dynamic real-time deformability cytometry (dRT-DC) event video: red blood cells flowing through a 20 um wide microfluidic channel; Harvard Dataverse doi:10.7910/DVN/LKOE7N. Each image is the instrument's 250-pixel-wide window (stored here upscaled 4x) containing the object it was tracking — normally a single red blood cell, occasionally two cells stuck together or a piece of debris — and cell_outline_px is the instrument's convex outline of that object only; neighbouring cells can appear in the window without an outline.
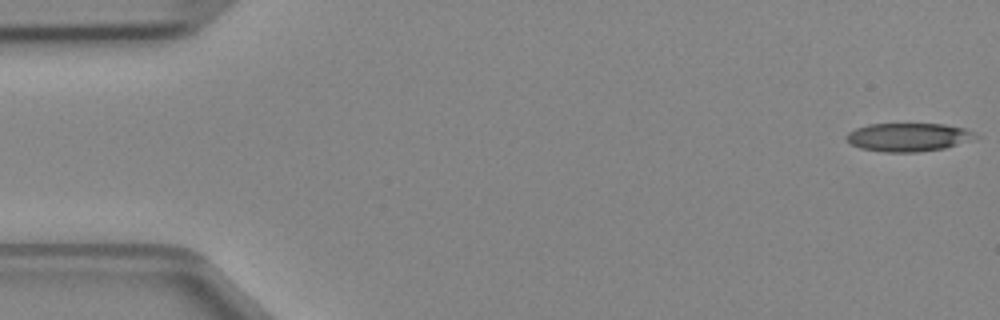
{"species": "Egyptian fruit bat (a non-hibernating species)", "species_latin": "Rousettus aegyptiacus", "temperature_condition": "cold", "stored_images_in_passage": 6, "camera_frame_rate_fps": 3000, "um_per_image_px": 0.085, "animal": {"sex": "female"}, "frame": {"image": 1, "passage_image": 1, "time_ms": 0.0, "image_size_px": [1000, 320], "cell_outline_px": [[980, 136], [976, 140], [944, 148], [916, 152], [884, 152], [860, 148], [844, 140], [844, 136], [848, 132], [856, 128], [868, 124], [944, 124], [964, 128], [976, 132]], "centroid_in_image_um": [77.24, 11.66], "position_along_channel_um": 7.8, "area_um2": 21.68}}
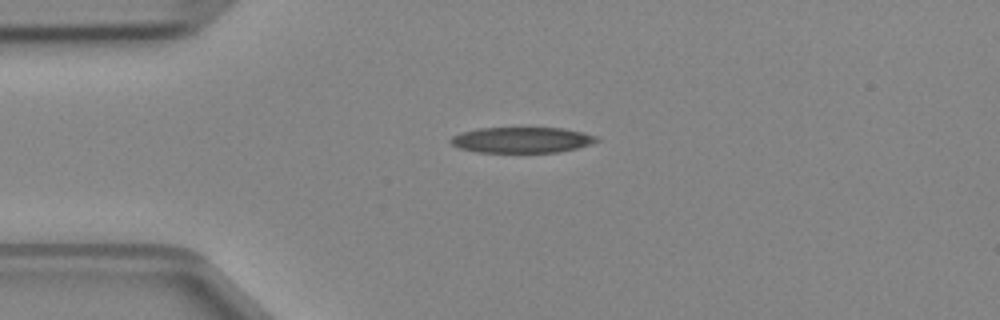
{"frame": {"image": 2, "passage_image": 4, "time_ms": 1.0, "image_size_px": [1000, 320], "cell_outline_px": [[600, 140], [576, 148], [560, 152], [476, 152], [460, 148], [452, 144], [448, 140], [452, 136], [460, 132], [476, 128], [564, 128], [584, 132], [596, 136]], "centroid_in_image_um": [44.32, 11.89], "position_along_channel_um": 40.7, "area_um2": 21.91}}
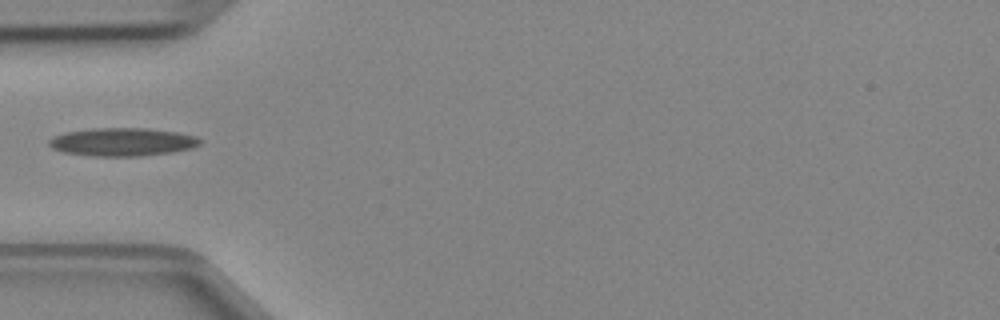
{"frame": {"image": 3, "passage_image": 5, "time_ms": 1.333, "image_size_px": [1000, 320], "cell_outline_px": [[200, 144], [192, 148], [172, 152], [140, 156], [92, 156], [64, 152], [52, 148], [48, 144], [48, 140], [52, 136], [64, 132], [92, 128], [148, 128], [176, 132], [196, 136], [200, 140]], "centroid_in_image_um": [10.37, 12.06], "position_along_channel_um": 74.6, "area_um2": 24.85}}